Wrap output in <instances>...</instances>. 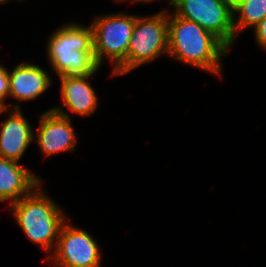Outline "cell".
<instances>
[{"label":"cell","mask_w":266,"mask_h":267,"mask_svg":"<svg viewBox=\"0 0 266 267\" xmlns=\"http://www.w3.org/2000/svg\"><path fill=\"white\" fill-rule=\"evenodd\" d=\"M229 49L198 23L168 14V54L175 59L220 75V59Z\"/></svg>","instance_id":"obj_1"},{"label":"cell","mask_w":266,"mask_h":267,"mask_svg":"<svg viewBox=\"0 0 266 267\" xmlns=\"http://www.w3.org/2000/svg\"><path fill=\"white\" fill-rule=\"evenodd\" d=\"M49 39L47 54L58 76H85L99 69L91 26L64 25L54 31Z\"/></svg>","instance_id":"obj_2"},{"label":"cell","mask_w":266,"mask_h":267,"mask_svg":"<svg viewBox=\"0 0 266 267\" xmlns=\"http://www.w3.org/2000/svg\"><path fill=\"white\" fill-rule=\"evenodd\" d=\"M39 186L29 195L11 203V211L14 212L16 222L31 242L40 245L45 251L53 252L67 218Z\"/></svg>","instance_id":"obj_3"},{"label":"cell","mask_w":266,"mask_h":267,"mask_svg":"<svg viewBox=\"0 0 266 267\" xmlns=\"http://www.w3.org/2000/svg\"><path fill=\"white\" fill-rule=\"evenodd\" d=\"M135 20V15L123 13L94 19L90 26L93 30L95 60L99 66L105 55L115 63L113 74L123 75L127 73L128 45Z\"/></svg>","instance_id":"obj_4"},{"label":"cell","mask_w":266,"mask_h":267,"mask_svg":"<svg viewBox=\"0 0 266 267\" xmlns=\"http://www.w3.org/2000/svg\"><path fill=\"white\" fill-rule=\"evenodd\" d=\"M176 16L196 22L217 37L228 49L235 41L233 7L229 0H174Z\"/></svg>","instance_id":"obj_5"},{"label":"cell","mask_w":266,"mask_h":267,"mask_svg":"<svg viewBox=\"0 0 266 267\" xmlns=\"http://www.w3.org/2000/svg\"><path fill=\"white\" fill-rule=\"evenodd\" d=\"M168 54V13L164 10L152 17L136 16L128 45L127 72Z\"/></svg>","instance_id":"obj_6"},{"label":"cell","mask_w":266,"mask_h":267,"mask_svg":"<svg viewBox=\"0 0 266 267\" xmlns=\"http://www.w3.org/2000/svg\"><path fill=\"white\" fill-rule=\"evenodd\" d=\"M98 245L89 233L65 222L49 262L55 267H100Z\"/></svg>","instance_id":"obj_7"},{"label":"cell","mask_w":266,"mask_h":267,"mask_svg":"<svg viewBox=\"0 0 266 267\" xmlns=\"http://www.w3.org/2000/svg\"><path fill=\"white\" fill-rule=\"evenodd\" d=\"M37 143L45 157L74 150L77 138L70 116L62 108L53 107L41 115Z\"/></svg>","instance_id":"obj_8"},{"label":"cell","mask_w":266,"mask_h":267,"mask_svg":"<svg viewBox=\"0 0 266 267\" xmlns=\"http://www.w3.org/2000/svg\"><path fill=\"white\" fill-rule=\"evenodd\" d=\"M9 117L2 122L0 131V157L18 161L31 142L35 141L32 126L14 105ZM13 108V109H12Z\"/></svg>","instance_id":"obj_9"},{"label":"cell","mask_w":266,"mask_h":267,"mask_svg":"<svg viewBox=\"0 0 266 267\" xmlns=\"http://www.w3.org/2000/svg\"><path fill=\"white\" fill-rule=\"evenodd\" d=\"M41 182L18 161L0 157V202H17L29 195Z\"/></svg>","instance_id":"obj_10"},{"label":"cell","mask_w":266,"mask_h":267,"mask_svg":"<svg viewBox=\"0 0 266 267\" xmlns=\"http://www.w3.org/2000/svg\"><path fill=\"white\" fill-rule=\"evenodd\" d=\"M9 74V96L19 101L33 100L51 84L46 70L31 63L17 65Z\"/></svg>","instance_id":"obj_11"},{"label":"cell","mask_w":266,"mask_h":267,"mask_svg":"<svg viewBox=\"0 0 266 267\" xmlns=\"http://www.w3.org/2000/svg\"><path fill=\"white\" fill-rule=\"evenodd\" d=\"M93 74L85 76H59L61 82L62 107H67L70 112L88 116L97 108V95L87 80Z\"/></svg>","instance_id":"obj_12"},{"label":"cell","mask_w":266,"mask_h":267,"mask_svg":"<svg viewBox=\"0 0 266 267\" xmlns=\"http://www.w3.org/2000/svg\"><path fill=\"white\" fill-rule=\"evenodd\" d=\"M238 12V18L235 15ZM236 16V17H235ZM266 16V0H244L233 6V26L236 34L247 27H255Z\"/></svg>","instance_id":"obj_13"},{"label":"cell","mask_w":266,"mask_h":267,"mask_svg":"<svg viewBox=\"0 0 266 267\" xmlns=\"http://www.w3.org/2000/svg\"><path fill=\"white\" fill-rule=\"evenodd\" d=\"M9 96V74L4 66L0 65V108L7 109L5 99Z\"/></svg>","instance_id":"obj_14"},{"label":"cell","mask_w":266,"mask_h":267,"mask_svg":"<svg viewBox=\"0 0 266 267\" xmlns=\"http://www.w3.org/2000/svg\"><path fill=\"white\" fill-rule=\"evenodd\" d=\"M255 40L266 49V16L254 27Z\"/></svg>","instance_id":"obj_15"},{"label":"cell","mask_w":266,"mask_h":267,"mask_svg":"<svg viewBox=\"0 0 266 267\" xmlns=\"http://www.w3.org/2000/svg\"><path fill=\"white\" fill-rule=\"evenodd\" d=\"M151 2V1H154V0H133V2L135 3V2ZM167 1H169L170 2V4L174 1V0H167Z\"/></svg>","instance_id":"obj_16"},{"label":"cell","mask_w":266,"mask_h":267,"mask_svg":"<svg viewBox=\"0 0 266 267\" xmlns=\"http://www.w3.org/2000/svg\"><path fill=\"white\" fill-rule=\"evenodd\" d=\"M239 1H244V0H229V2L231 3L232 7Z\"/></svg>","instance_id":"obj_17"},{"label":"cell","mask_w":266,"mask_h":267,"mask_svg":"<svg viewBox=\"0 0 266 267\" xmlns=\"http://www.w3.org/2000/svg\"><path fill=\"white\" fill-rule=\"evenodd\" d=\"M3 111H6V109H5V108H0V114H1Z\"/></svg>","instance_id":"obj_18"},{"label":"cell","mask_w":266,"mask_h":267,"mask_svg":"<svg viewBox=\"0 0 266 267\" xmlns=\"http://www.w3.org/2000/svg\"><path fill=\"white\" fill-rule=\"evenodd\" d=\"M6 1H8V0H0V3H4V2H6Z\"/></svg>","instance_id":"obj_19"}]
</instances>
